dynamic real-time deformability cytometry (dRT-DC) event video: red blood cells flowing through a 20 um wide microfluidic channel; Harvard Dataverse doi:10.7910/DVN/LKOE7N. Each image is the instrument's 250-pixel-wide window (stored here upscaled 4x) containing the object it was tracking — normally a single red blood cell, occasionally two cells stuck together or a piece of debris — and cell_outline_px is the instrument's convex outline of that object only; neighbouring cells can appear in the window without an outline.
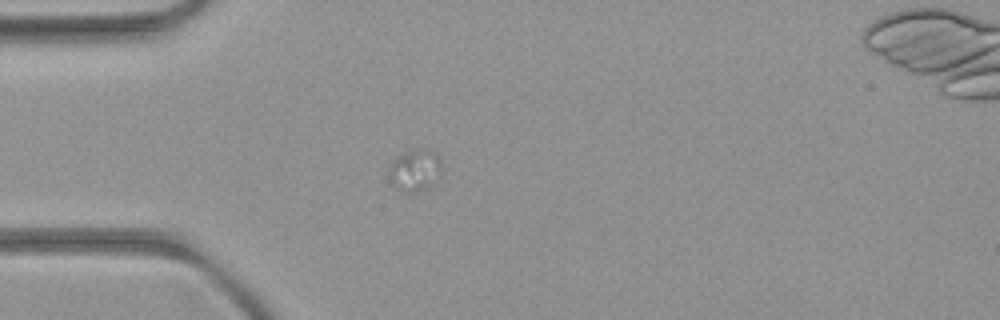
{"species": "common noctule bat (a hibernating species)", "species_latin": "Nyctalus noctula", "temperature_condition": "room temperature", "stored_images_in_passage": 2, "camera_frame_rate_fps": 3000, "um_per_image_px": 0.085, "animal": {"sex": "female", "body_mass_g": 21.9}, "frame": {"image": 1, "passage_image": 2, "time_ms": 1.0, "image_size_px": [1000, 320], "cell_outline_px": [[440, 176], [432, 184], [420, 192], [408, 192], [396, 188], [392, 184], [388, 176], [388, 168], [400, 156], [412, 152], [428, 148], [436, 152], [440, 160]], "centroid_in_image_um": [35.29, 14.51], "position_along_channel_um": 49.7, "area_um2": 12.48}}